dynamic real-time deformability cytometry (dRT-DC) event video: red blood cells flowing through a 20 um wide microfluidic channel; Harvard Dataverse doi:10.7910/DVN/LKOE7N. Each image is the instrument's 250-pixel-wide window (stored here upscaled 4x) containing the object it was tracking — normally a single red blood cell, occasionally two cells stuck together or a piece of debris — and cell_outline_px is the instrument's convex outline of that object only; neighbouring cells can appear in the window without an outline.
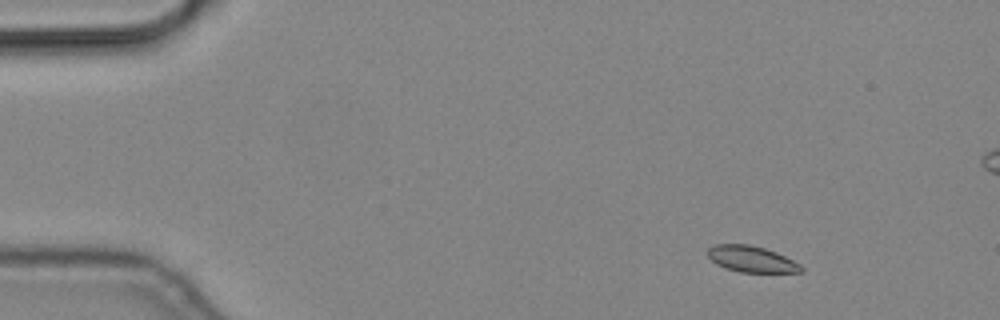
{"species": "common noctule bat (a hibernating species)", "species_latin": "Nyctalus noctula", "temperature_condition": "cold", "stored_images_in_passage": 5, "camera_frame_rate_fps": 3000, "um_per_image_px": 0.085, "animal": {"sex": "male", "body_mass_g": 19.2, "forearm_length_mm": 51.8}, "frame": {"image": 1, "passage_image": 2, "time_ms": 0.333, "image_size_px": [1000, 320], "cell_outline_px": [[804, 272], [740, 272], [724, 268], [716, 264], [708, 256], [708, 248], [716, 244], [748, 244], [764, 248], [776, 252], [800, 264], [804, 268]], "centroid_in_image_um": [63.87, 22.02], "position_along_channel_um": 21.1, "area_um2": 14.22}}